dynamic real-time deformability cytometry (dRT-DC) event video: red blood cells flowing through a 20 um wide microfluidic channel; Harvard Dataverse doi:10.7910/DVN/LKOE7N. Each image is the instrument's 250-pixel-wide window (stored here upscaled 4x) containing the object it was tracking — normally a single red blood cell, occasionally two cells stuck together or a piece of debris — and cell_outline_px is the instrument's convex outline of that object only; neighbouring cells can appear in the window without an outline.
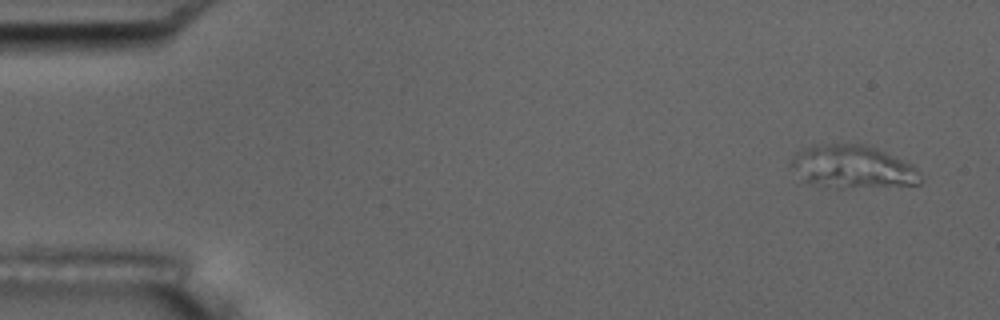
{"species": "common noctule bat (a hibernating species)", "species_latin": "Nyctalus noctula", "temperature_condition": "room temperature", "stored_images_in_passage": 5, "camera_frame_rate_fps": 3000, "um_per_image_px": 0.085, "animal": {"sex": "male", "body_mass_g": 17.5, "forearm_length_mm": 52.3}, "frame": {"image": 1, "passage_image": 1, "time_ms": 0.0, "image_size_px": [1000, 320], "cell_outline_px": [[924, 180], [920, 184], [844, 188], [836, 188], [804, 180], [788, 164], [788, 160], [800, 148], [816, 144], [864, 144], [876, 148], [912, 164], [920, 172]], "centroid_in_image_um": [72.46, 14.16], "position_along_channel_um": 12.5, "area_um2": 32.48}}
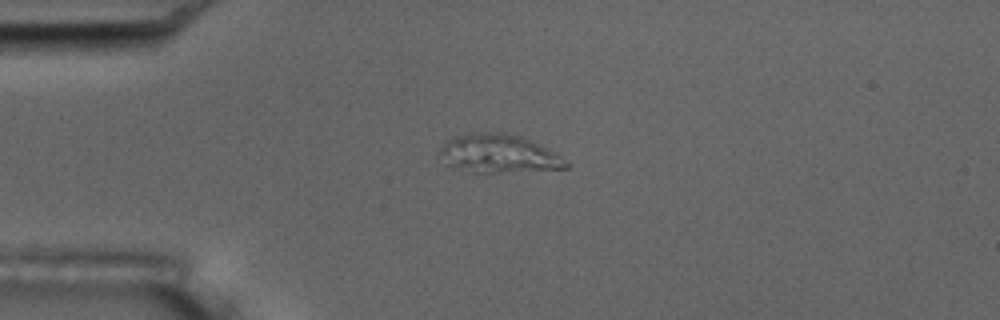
{"frame": {"image": 2, "passage_image": 4, "time_ms": 1.0, "image_size_px": [1000, 320], "cell_outline_px": [[572, 164], [568, 168], [496, 172], [468, 172], [452, 168], [444, 164], [440, 152], [440, 148], [452, 136], [480, 132], [504, 132], [520, 136], [540, 144], [560, 156]], "centroid_in_image_um": [42.36, 13.06], "position_along_channel_um": 42.6, "area_um2": 28.26}}